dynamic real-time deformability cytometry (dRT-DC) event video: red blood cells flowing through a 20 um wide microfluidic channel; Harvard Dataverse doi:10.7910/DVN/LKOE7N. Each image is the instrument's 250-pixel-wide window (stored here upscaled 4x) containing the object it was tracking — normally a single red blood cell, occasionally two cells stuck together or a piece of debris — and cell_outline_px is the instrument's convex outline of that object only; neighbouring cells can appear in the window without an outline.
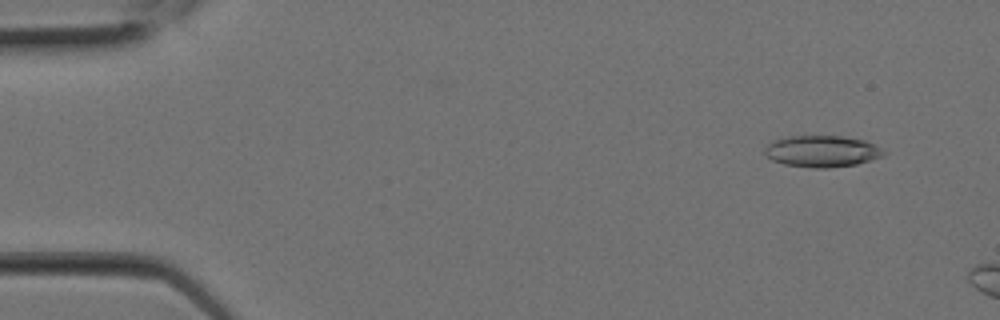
{"species": "Egyptian fruit bat (a non-hibernating species)", "species_latin": "Rousettus aegyptiacus", "temperature_condition": "room temperature", "stored_images_in_passage": 2, "camera_frame_rate_fps": 3000, "um_per_image_px": 0.085, "animal": {"sex": "female"}, "frame": {"image": 1, "passage_image": 1, "time_ms": 0.0, "image_size_px": [1000, 320], "cell_outline_px": [[888, 152], [884, 156], [872, 160], [856, 164], [828, 168], [812, 168], [784, 164], [772, 160], [764, 152], [764, 148], [768, 144], [784, 136], [844, 136], [864, 140], [876, 144]], "centroid_in_image_um": [69.92, 12.85], "position_along_channel_um": 15.1, "area_um2": 22.08}}